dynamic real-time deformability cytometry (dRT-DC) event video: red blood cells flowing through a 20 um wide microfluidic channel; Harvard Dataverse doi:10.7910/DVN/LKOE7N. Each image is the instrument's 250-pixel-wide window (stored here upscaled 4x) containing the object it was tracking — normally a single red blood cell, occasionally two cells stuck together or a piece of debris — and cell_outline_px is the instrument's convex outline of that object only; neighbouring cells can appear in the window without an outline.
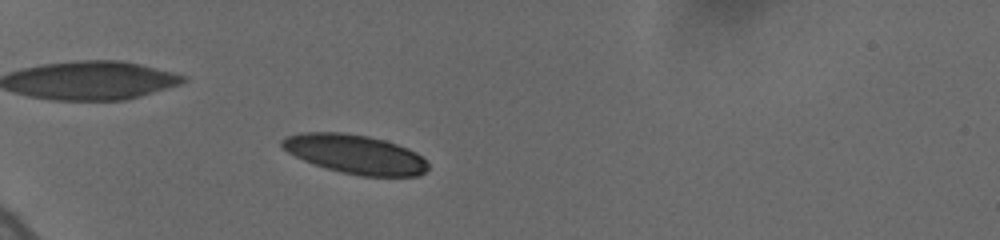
{"species": "human", "species_latin": "Homo sapiens", "temperature_condition": "cold", "stored_images_in_passage": 23, "camera_frame_rate_fps": 3000, "um_per_image_px": 0.085, "donor": {"sex": "female"}, "frame": {"image": 1, "passage_image": 2, "time_ms": 1.0, "image_size_px": [1000, 240], "cell_outline_px": [[428, 168], [420, 176], [360, 176], [340, 172], [304, 160], [288, 152], [280, 144], [280, 140], [284, 136], [300, 132], [344, 132], [368, 136], [384, 140], [408, 148], [416, 152], [428, 164]], "centroid_in_image_um": [30.17, 13.09], "position_along_channel_um": 54.8, "area_um2": 33.18}}
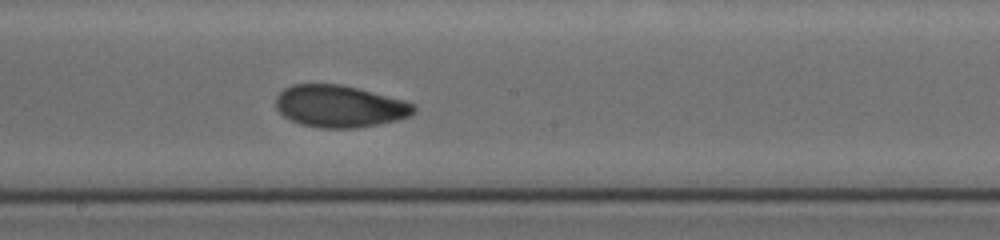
{"frame": {"image": 2, "passage_image": 14, "time_ms": 6.333, "image_size_px": [1000, 240], "cell_outline_px": [[416, 112], [408, 116], [396, 120], [356, 128], [320, 128], [300, 124], [284, 116], [276, 108], [276, 96], [284, 88], [292, 84], [340, 84], [404, 100], [416, 104]], "centroid_in_image_um": [28.86, 9.03], "position_along_channel_um": 219.3, "area_um2": 33.7}}
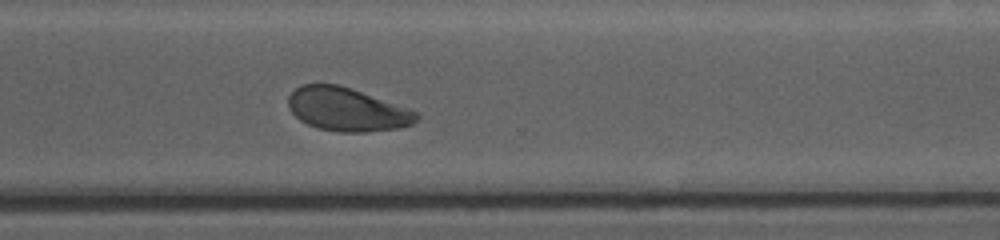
{"frame": {"image": 3, "passage_image": 23, "time_ms": 9.667, "image_size_px": [1000, 240], "cell_outline_px": [[420, 116], [412, 124], [400, 128], [368, 132], [340, 132], [316, 128], [300, 120], [288, 108], [288, 96], [300, 84], [336, 84], [408, 108], [416, 112]], "centroid_in_image_um": [29.47, 9.32], "position_along_channel_um": 341.1, "area_um2": 32.14}}